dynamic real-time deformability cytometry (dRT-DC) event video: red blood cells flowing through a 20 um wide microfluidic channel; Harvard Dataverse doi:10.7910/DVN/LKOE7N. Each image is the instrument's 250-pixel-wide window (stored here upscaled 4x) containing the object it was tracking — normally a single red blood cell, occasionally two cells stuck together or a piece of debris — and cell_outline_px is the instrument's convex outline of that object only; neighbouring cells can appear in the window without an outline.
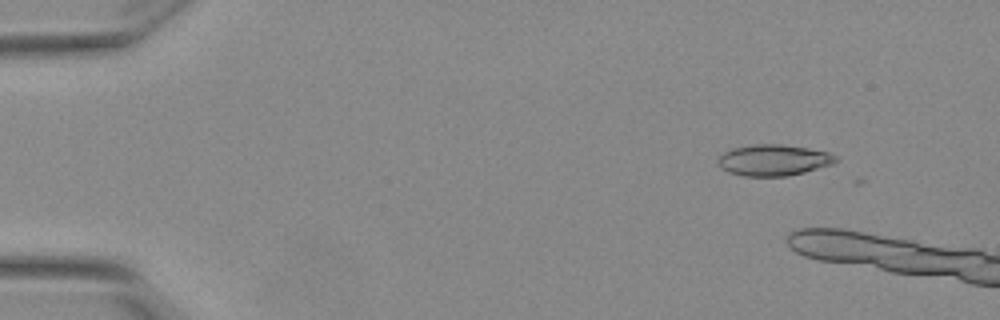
{"species": "Egyptian fruit bat (a non-hibernating species)", "species_latin": "Rousettus aegyptiacus", "temperature_condition": "warm", "stored_images_in_passage": 3, "camera_frame_rate_fps": 3000, "um_per_image_px": 0.085, "animal": {"sex": "female"}, "frame": {"image": 1, "passage_image": 1, "time_ms": 0.0, "image_size_px": [1000, 320], "cell_outline_px": [[840, 160], [832, 164], [804, 172], [788, 176], [744, 176], [728, 172], [720, 168], [716, 160], [724, 152], [732, 148], [752, 144], [780, 144], [808, 148], [828, 152], [836, 156]], "centroid_in_image_um": [65.73, 13.61], "position_along_channel_um": 19.3, "area_um2": 21.5}}